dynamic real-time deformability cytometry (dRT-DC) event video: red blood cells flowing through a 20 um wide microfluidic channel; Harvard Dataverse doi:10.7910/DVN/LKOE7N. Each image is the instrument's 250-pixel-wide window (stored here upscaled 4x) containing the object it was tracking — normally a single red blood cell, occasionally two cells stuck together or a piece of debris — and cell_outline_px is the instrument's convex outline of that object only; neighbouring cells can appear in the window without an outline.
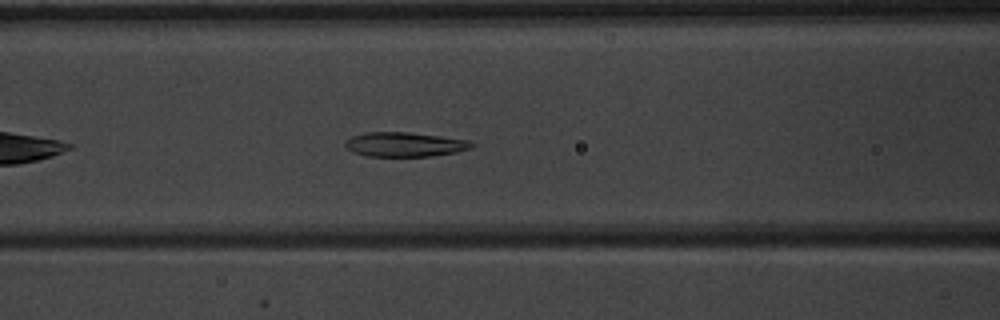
{"species": "common noctule bat (a hibernating species)", "species_latin": "Nyctalus noctula", "temperature_condition": "warm", "stored_images_in_passage": 31, "camera_frame_rate_fps": 3000, "um_per_image_px": 0.085, "animal": {"sex": "male", "body_mass_g": 20.1, "forearm_length_mm": 53.5}, "frame": {"image": 1, "passage_image": 9, "time_ms": 2.667, "image_size_px": [1000, 320], "cell_outline_px": [[476, 144], [472, 148], [456, 152], [432, 156], [364, 156], [352, 152], [344, 148], [344, 140], [352, 136], [364, 132], [408, 132], [472, 140]], "centroid_in_image_um": [34.38, 12.27], "position_along_channel_um": 132.2, "area_um2": 18.38}}
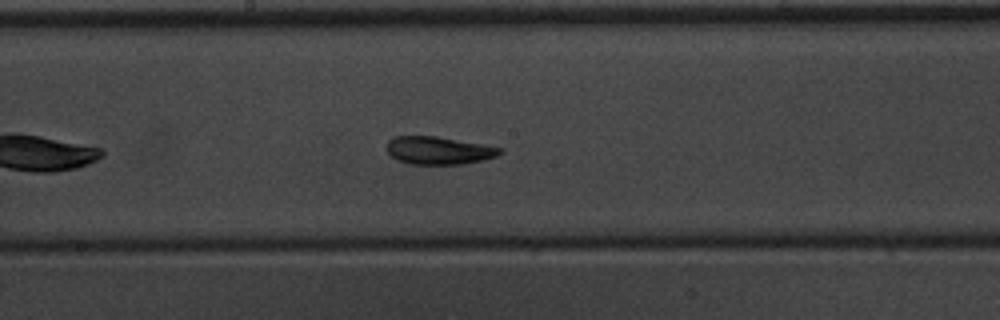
{"frame": {"image": 2, "passage_image": 15, "time_ms": 4.667, "image_size_px": [1000, 320], "cell_outline_px": [[504, 152], [496, 156], [464, 164], [412, 164], [396, 160], [388, 152], [388, 140], [392, 136], [436, 136], [504, 148]], "centroid_in_image_um": [37.29, 12.78], "position_along_channel_um": 210.9, "area_um2": 18.26}}
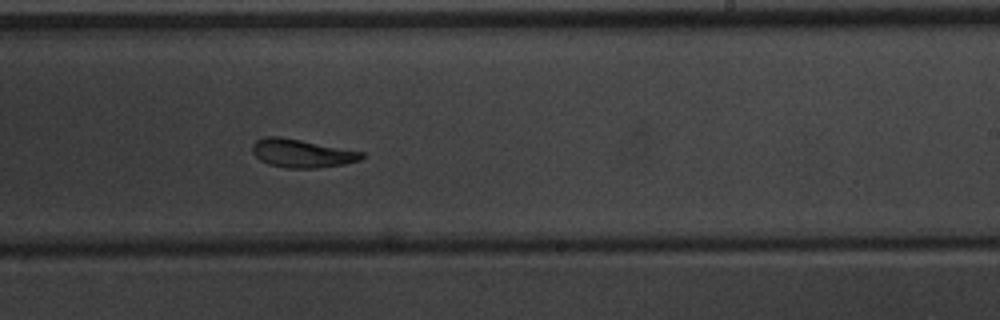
{"frame": {"image": 3, "passage_image": 19, "time_ms": 6.0, "image_size_px": [1000, 320], "cell_outline_px": [[364, 156], [360, 160], [344, 164], [316, 168], [288, 168], [268, 164], [260, 160], [252, 152], [252, 144], [256, 140], [264, 136], [280, 136], [364, 152]], "centroid_in_image_um": [25.63, 13.02], "position_along_channel_um": 263.4, "area_um2": 18.03}, "authors_computed_cell_mechanics": {"area_um2": 18.3804, "velocity_mm_per_s": 3.9371, "shape_relaxation_time_tau1_ms": 3.1915, "shape_relaxation_time_tau2_ms": 4.48, "deformation_change_tau1": 0.1285, "deformation_change_tau2": 0.0983}}